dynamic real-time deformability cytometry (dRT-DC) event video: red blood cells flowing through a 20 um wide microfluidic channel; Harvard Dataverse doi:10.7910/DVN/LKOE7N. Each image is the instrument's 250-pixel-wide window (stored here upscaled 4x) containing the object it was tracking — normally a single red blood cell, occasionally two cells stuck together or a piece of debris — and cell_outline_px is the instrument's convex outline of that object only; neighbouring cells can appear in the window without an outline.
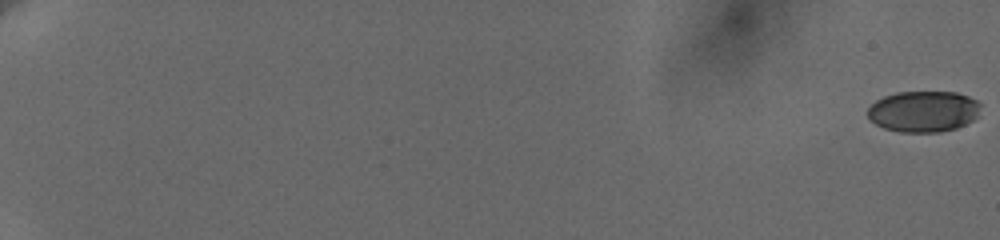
{"species": "human", "species_latin": "Homo sapiens", "temperature_condition": "cold", "stored_images_in_passage": 61, "camera_frame_rate_fps": 3000, "um_per_image_px": 0.085, "donor": {"sex": "female"}, "frame": {"image": 1, "passage_image": 1, "time_ms": 0.0, "image_size_px": [1000, 240], "cell_outline_px": [[980, 104], [976, 116], [972, 120], [956, 128], [940, 132], [900, 132], [884, 128], [876, 124], [868, 116], [868, 108], [876, 100], [884, 96], [896, 92], [956, 92], [968, 96], [976, 100]], "centroid_in_image_um": [78.47, 9.47], "position_along_channel_um": 6.5, "area_um2": 26.88}}
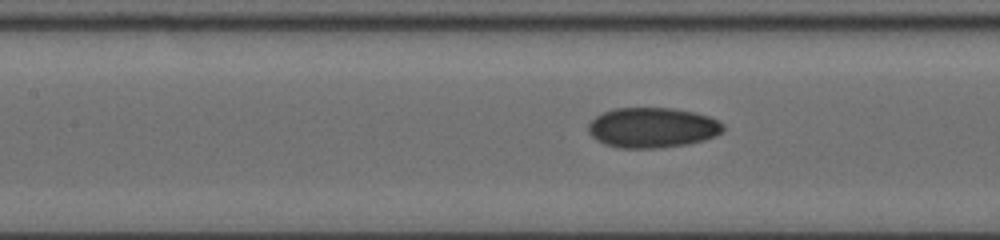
{"frame": {"image": 2, "passage_image": 33, "time_ms": 10.667, "image_size_px": [1000, 240], "cell_outline_px": [[724, 132], [716, 136], [704, 140], [688, 144], [660, 148], [620, 148], [604, 144], [596, 140], [588, 132], [588, 124], [596, 116], [612, 108], [672, 108], [692, 112], [708, 116], [724, 124]], "centroid_in_image_um": [55.45, 10.86], "position_along_channel_um": 151.9, "area_um2": 31.73}}
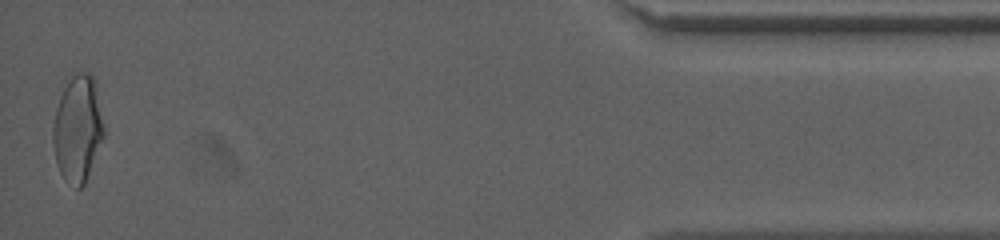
{"frame": {"image": 3, "passage_image": 61, "time_ms": 20.0, "image_size_px": [1000, 240], "cell_outline_px": [[104, 136], [84, 184], [80, 188], [76, 188], [64, 180], [56, 164], [52, 140], [52, 128], [56, 108], [60, 96], [64, 88], [72, 76], [76, 72], [88, 72], [96, 80], [104, 128]], "centroid_in_image_um": [6.6, 10.93], "position_along_channel_um": 428.6, "area_um2": 31.67}, "authors_computed_cell_mechanics": {"area_um2": 29.6514, "velocity_mm_per_s": 3.6534, "shape_relaxation_time_tau1_ms": null, "shape_relaxation_time_tau2_ms": 2.1706, "deformation_change_tau1": null, "deformation_change_tau2": 0.0635}}